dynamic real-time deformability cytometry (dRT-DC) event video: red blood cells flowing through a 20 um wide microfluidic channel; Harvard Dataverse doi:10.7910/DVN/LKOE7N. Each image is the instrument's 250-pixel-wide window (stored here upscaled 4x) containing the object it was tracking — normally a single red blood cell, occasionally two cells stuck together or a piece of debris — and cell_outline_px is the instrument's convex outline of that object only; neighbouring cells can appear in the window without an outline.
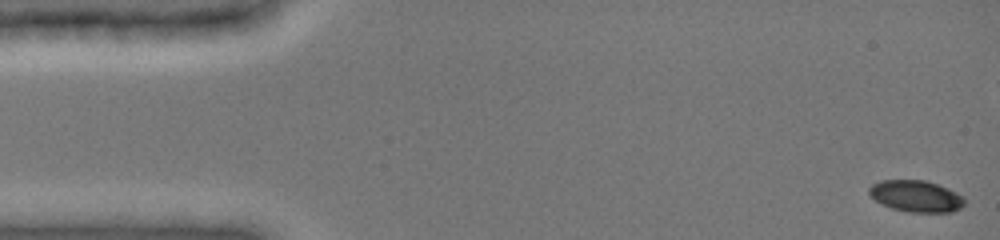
{"species": "common noctule bat (a hibernating species)", "species_latin": "Nyctalus noctula", "temperature_condition": "cold", "stored_images_in_passage": 6, "camera_frame_rate_fps": 3000, "um_per_image_px": 0.085, "animal": {"sex": "female", "body_mass_g": 19.0, "forearm_length_mm": 51.5}, "frame": {"image": 1, "passage_image": 1, "time_ms": 0.0, "image_size_px": [1000, 240], "cell_outline_px": [[964, 204], [960, 208], [952, 212], [908, 212], [892, 208], [876, 200], [868, 192], [868, 188], [872, 184], [880, 180], [924, 180], [948, 188], [964, 196]], "centroid_in_image_um": [77.87, 16.67], "position_along_channel_um": 7.1, "area_um2": 17.46}}